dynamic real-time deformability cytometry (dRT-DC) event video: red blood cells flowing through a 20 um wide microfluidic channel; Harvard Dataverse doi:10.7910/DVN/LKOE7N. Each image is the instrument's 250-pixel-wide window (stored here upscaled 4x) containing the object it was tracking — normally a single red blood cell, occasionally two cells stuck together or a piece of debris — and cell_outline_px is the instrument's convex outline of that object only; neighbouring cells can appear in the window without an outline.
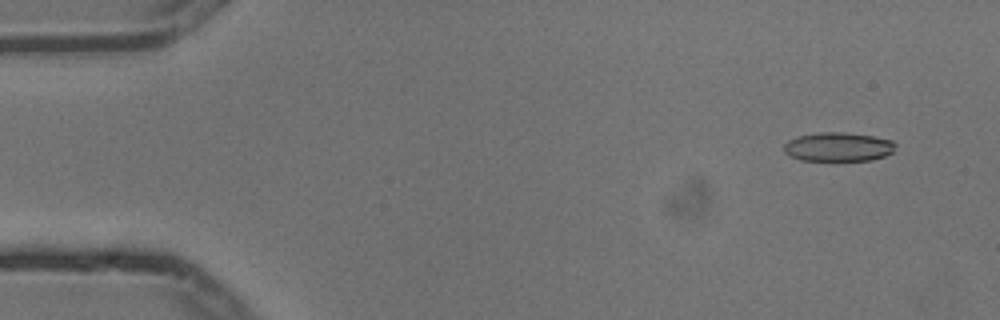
{"species": "common noctule bat (a hibernating species)", "species_latin": "Nyctalus noctula", "temperature_condition": "cold", "stored_images_in_passage": 4, "camera_frame_rate_fps": 3000, "um_per_image_px": 0.085, "animal": {"sex": "male", "body_mass_g": 13.3}, "frame": {"image": 1, "passage_image": 1, "time_ms": 0.0, "image_size_px": [1000, 320], "cell_outline_px": [[896, 144], [892, 152], [884, 156], [872, 160], [800, 160], [788, 156], [784, 152], [784, 144], [788, 140], [796, 136], [820, 132], [844, 132], [872, 136], [892, 140]], "centroid_in_image_um": [71.21, 12.48], "position_along_channel_um": 13.8, "area_um2": 18.9}}